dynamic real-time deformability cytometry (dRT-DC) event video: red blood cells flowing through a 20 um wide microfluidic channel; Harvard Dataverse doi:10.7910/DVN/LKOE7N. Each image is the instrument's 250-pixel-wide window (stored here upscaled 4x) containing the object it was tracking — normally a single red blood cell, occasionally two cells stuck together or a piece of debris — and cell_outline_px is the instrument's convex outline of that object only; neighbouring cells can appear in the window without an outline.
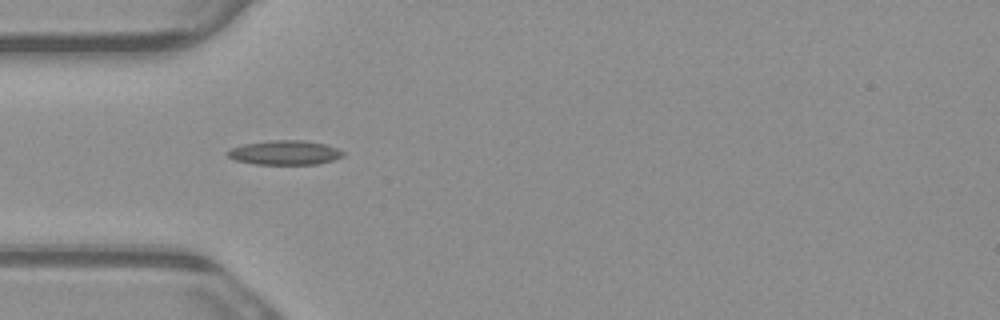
{"species": "common noctule bat (a hibernating species)", "species_latin": "Nyctalus noctula", "temperature_condition": "warm", "stored_images_in_passage": 8, "camera_frame_rate_fps": 3000, "um_per_image_px": 0.085, "animal": {"sex": "male", "body_mass_g": 23.1, "forearm_length_mm": 52.7}, "frame": {"image": 1, "passage_image": 4, "time_ms": 1.0, "image_size_px": [1000, 320], "cell_outline_px": [[344, 156], [332, 160], [316, 164], [256, 164], [236, 160], [228, 156], [224, 152], [232, 148], [244, 144], [272, 140], [304, 140], [324, 144], [336, 148], [344, 152]], "centroid_in_image_um": [24.2, 12.97], "position_along_channel_um": 60.8, "area_um2": 16.24}}
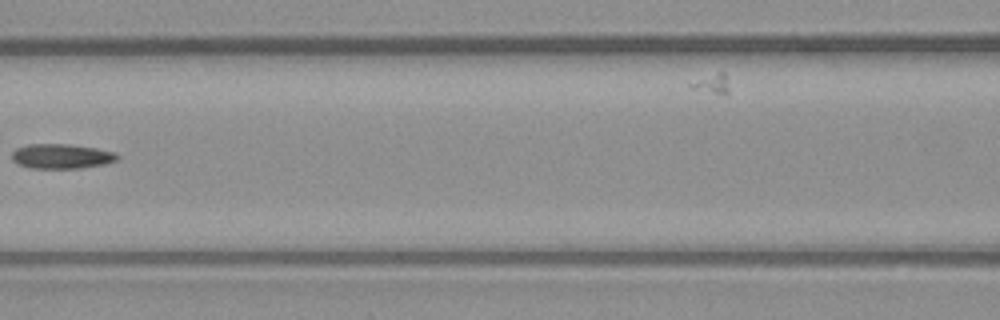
{"frame": {"image": 2, "passage_image": 6, "time_ms": 1.667, "image_size_px": [1000, 320], "cell_outline_px": [[120, 156], [116, 160], [104, 164], [84, 168], [28, 168], [12, 160], [12, 152], [16, 148], [28, 144], [68, 144], [96, 148], [116, 152]], "centroid_in_image_um": [5.24, 13.28], "position_along_channel_um": 161.4, "area_um2": 15.26}}
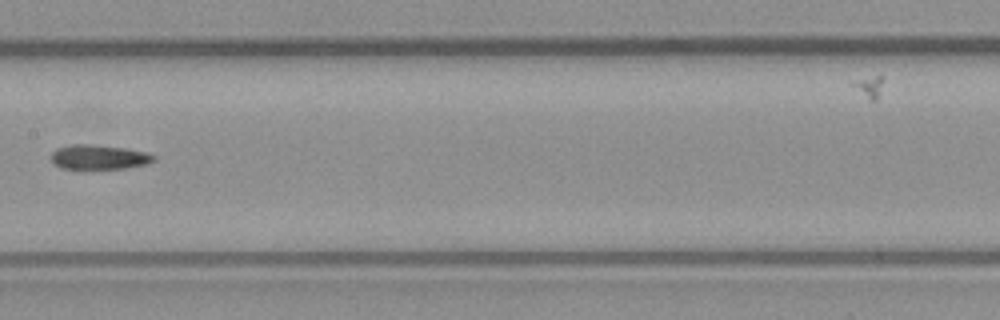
{"frame": {"image": 3, "passage_image": 7, "time_ms": 2.0, "image_size_px": [1000, 320], "cell_outline_px": [[156, 160], [148, 164], [124, 168], [64, 168], [52, 164], [52, 152], [56, 148], [72, 144], [88, 144], [124, 148], [148, 152], [156, 156]], "centroid_in_image_um": [8.44, 13.34], "position_along_channel_um": 199.0, "area_um2": 14.62}}